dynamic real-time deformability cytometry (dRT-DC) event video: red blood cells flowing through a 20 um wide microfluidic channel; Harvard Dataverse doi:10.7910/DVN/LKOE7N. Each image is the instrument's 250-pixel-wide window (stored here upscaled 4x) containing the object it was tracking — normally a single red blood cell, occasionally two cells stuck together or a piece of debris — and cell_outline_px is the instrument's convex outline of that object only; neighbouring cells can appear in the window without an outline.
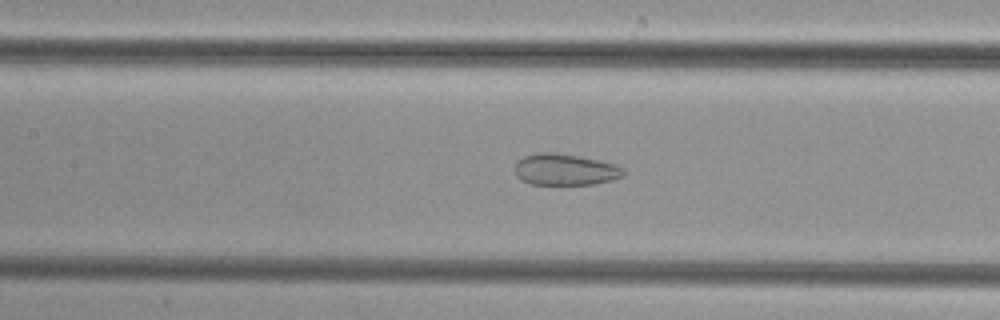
{"species": "common noctule bat (a hibernating species)", "species_latin": "Nyctalus noctula", "temperature_condition": "cold", "stored_images_in_passage": 38, "camera_frame_rate_fps": 3000, "um_per_image_px": 0.085, "animal": {"sex": "female", "body_mass_g": 29.2, "forearm_length_mm": 56.3}, "frame": {"image": 1, "passage_image": 11, "time_ms": 3.333, "image_size_px": [1000, 320], "cell_outline_px": [[624, 176], [612, 180], [596, 184], [532, 184], [516, 176], [516, 160], [524, 156], [536, 152], [552, 152], [580, 156], [616, 164], [624, 168]], "centroid_in_image_um": [48.06, 14.4], "position_along_channel_um": 159.3, "area_um2": 19.94}}
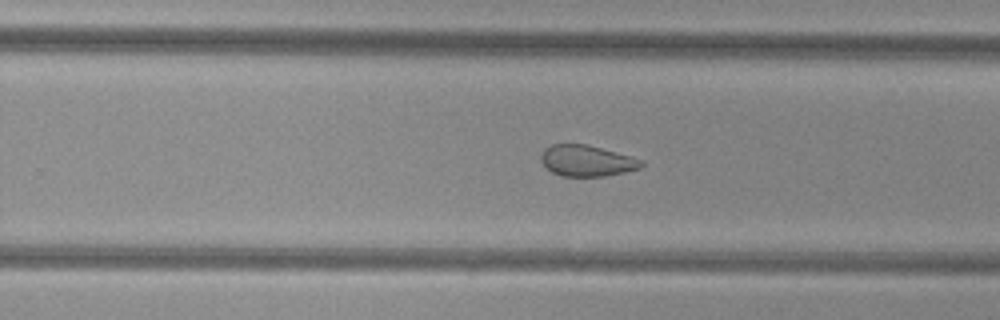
{"frame": {"image": 2, "passage_image": 20, "time_ms": 6.333, "image_size_px": [1000, 320], "cell_outline_px": [[644, 164], [640, 168], [624, 172], [604, 176], [560, 176], [552, 172], [540, 160], [540, 156], [544, 148], [552, 144], [588, 144], [644, 160]], "centroid_in_image_um": [49.87, 13.66], "position_along_channel_um": 279.9, "area_um2": 18.21}}
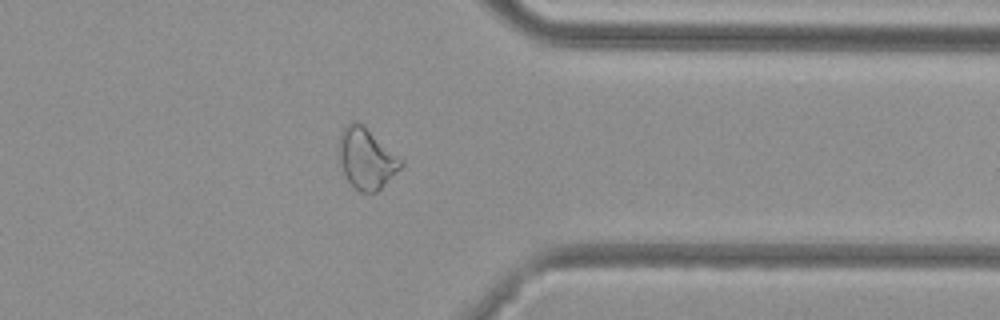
{"frame": {"image": 3, "passage_image": 28, "time_ms": 9.0, "image_size_px": [1000, 320], "cell_outline_px": [[404, 164], [376, 192], [360, 192], [348, 180], [340, 164], [340, 132], [352, 120], [356, 120], [364, 124], [404, 160]], "centroid_in_image_um": [31.17, 13.43], "position_along_channel_um": 380.2, "area_um2": 21.79}}